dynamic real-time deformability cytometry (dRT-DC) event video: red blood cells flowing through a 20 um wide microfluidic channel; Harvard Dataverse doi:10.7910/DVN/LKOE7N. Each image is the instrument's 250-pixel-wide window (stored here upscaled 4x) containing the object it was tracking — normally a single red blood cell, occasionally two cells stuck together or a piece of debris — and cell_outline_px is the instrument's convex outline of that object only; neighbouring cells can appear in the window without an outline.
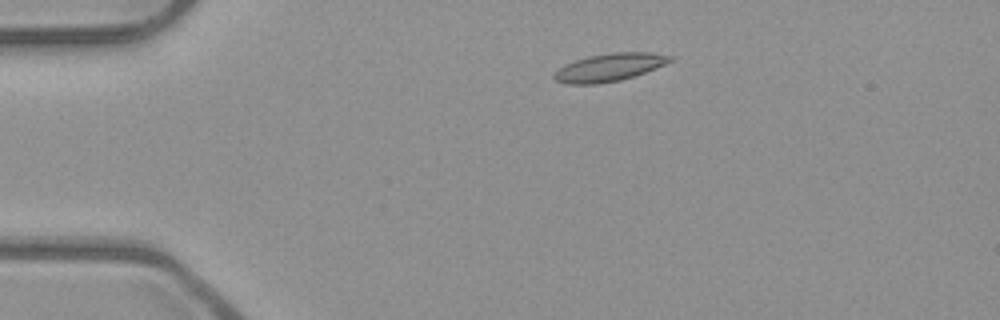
{"species": "common noctule bat (a hibernating species)", "species_latin": "Nyctalus noctula", "temperature_condition": "room temperature", "stored_images_in_passage": 5, "camera_frame_rate_fps": 3000, "um_per_image_px": 0.085, "animal": {"sex": "male", "body_mass_g": 23.1, "forearm_length_mm": 52.7}, "frame": {"image": 1, "passage_image": 2, "time_ms": 0.333, "image_size_px": [1000, 320], "cell_outline_px": [[672, 60], [656, 68], [620, 80], [596, 84], [568, 84], [556, 80], [552, 76], [564, 64], [588, 56], [612, 52], [652, 52], [672, 56]], "centroid_in_image_um": [51.79, 5.71], "position_along_channel_um": 33.2, "area_um2": 18.55}}
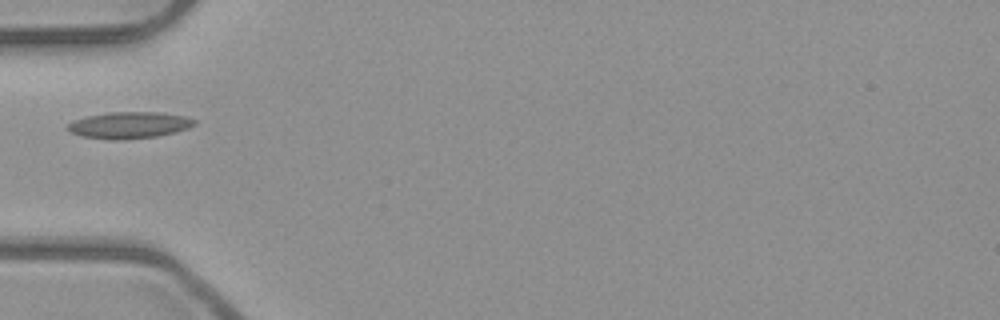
{"frame": {"image": 2, "passage_image": 4, "time_ms": 1.0, "image_size_px": [1000, 320], "cell_outline_px": [[196, 124], [188, 128], [176, 132], [156, 136], [120, 140], [112, 140], [84, 136], [68, 132], [64, 128], [72, 120], [88, 116], [108, 112], [160, 112], [184, 116], [196, 120]], "centroid_in_image_um": [10.95, 10.63], "position_along_channel_um": 74.0, "area_um2": 19.71}}
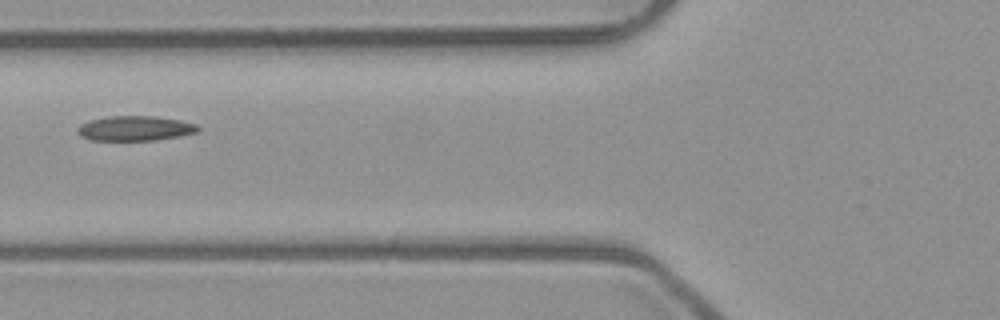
{"frame": {"image": 3, "passage_image": 5, "time_ms": 1.333, "image_size_px": [1000, 320], "cell_outline_px": [[200, 132], [180, 136], [156, 140], [92, 140], [80, 136], [76, 132], [76, 128], [80, 124], [88, 120], [108, 116], [156, 116], [180, 120], [196, 124], [200, 128]], "centroid_in_image_um": [11.47, 10.91], "position_along_channel_um": 114.3, "area_um2": 17.69}}